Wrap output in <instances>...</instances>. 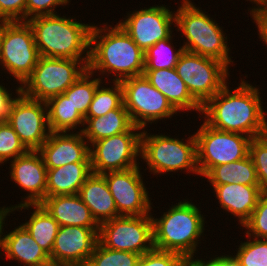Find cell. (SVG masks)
Returning <instances> with one entry per match:
<instances>
[{"instance_id":"42","label":"cell","mask_w":267,"mask_h":266,"mask_svg":"<svg viewBox=\"0 0 267 266\" xmlns=\"http://www.w3.org/2000/svg\"><path fill=\"white\" fill-rule=\"evenodd\" d=\"M249 12L252 20H254L253 23H255L258 28L257 35H259V41H262L267 48V7H258L249 10L248 13Z\"/></svg>"},{"instance_id":"22","label":"cell","mask_w":267,"mask_h":266,"mask_svg":"<svg viewBox=\"0 0 267 266\" xmlns=\"http://www.w3.org/2000/svg\"><path fill=\"white\" fill-rule=\"evenodd\" d=\"M143 75L152 86L166 96L178 113L196 111L200 117L202 106L191 96L175 68L144 70Z\"/></svg>"},{"instance_id":"34","label":"cell","mask_w":267,"mask_h":266,"mask_svg":"<svg viewBox=\"0 0 267 266\" xmlns=\"http://www.w3.org/2000/svg\"><path fill=\"white\" fill-rule=\"evenodd\" d=\"M240 242L234 253L240 266H267V239H257L246 235V241Z\"/></svg>"},{"instance_id":"15","label":"cell","mask_w":267,"mask_h":266,"mask_svg":"<svg viewBox=\"0 0 267 266\" xmlns=\"http://www.w3.org/2000/svg\"><path fill=\"white\" fill-rule=\"evenodd\" d=\"M142 166H136L122 171H110L102 174L105 177L109 191L115 200L119 216L151 215L152 199L143 175Z\"/></svg>"},{"instance_id":"43","label":"cell","mask_w":267,"mask_h":266,"mask_svg":"<svg viewBox=\"0 0 267 266\" xmlns=\"http://www.w3.org/2000/svg\"><path fill=\"white\" fill-rule=\"evenodd\" d=\"M224 254V255H223ZM222 255H213L211 257H207L209 259L210 266H240V263L238 260L234 257L232 254H226L223 253Z\"/></svg>"},{"instance_id":"16","label":"cell","mask_w":267,"mask_h":266,"mask_svg":"<svg viewBox=\"0 0 267 266\" xmlns=\"http://www.w3.org/2000/svg\"><path fill=\"white\" fill-rule=\"evenodd\" d=\"M6 121L28 150H38L51 133L46 102L22 93L13 102Z\"/></svg>"},{"instance_id":"25","label":"cell","mask_w":267,"mask_h":266,"mask_svg":"<svg viewBox=\"0 0 267 266\" xmlns=\"http://www.w3.org/2000/svg\"><path fill=\"white\" fill-rule=\"evenodd\" d=\"M91 174V162H76L57 168H47L46 197L78 194Z\"/></svg>"},{"instance_id":"26","label":"cell","mask_w":267,"mask_h":266,"mask_svg":"<svg viewBox=\"0 0 267 266\" xmlns=\"http://www.w3.org/2000/svg\"><path fill=\"white\" fill-rule=\"evenodd\" d=\"M32 210L29 220L21 224L31 234L35 242L46 252L49 256L52 253V248L56 235L58 233L59 224L55 219L45 210L41 204H25L12 208L9 212L15 214V211Z\"/></svg>"},{"instance_id":"40","label":"cell","mask_w":267,"mask_h":266,"mask_svg":"<svg viewBox=\"0 0 267 266\" xmlns=\"http://www.w3.org/2000/svg\"><path fill=\"white\" fill-rule=\"evenodd\" d=\"M26 21V0H0V22Z\"/></svg>"},{"instance_id":"12","label":"cell","mask_w":267,"mask_h":266,"mask_svg":"<svg viewBox=\"0 0 267 266\" xmlns=\"http://www.w3.org/2000/svg\"><path fill=\"white\" fill-rule=\"evenodd\" d=\"M142 130L133 125L127 132L92 143L89 146L92 173L104 174L139 166Z\"/></svg>"},{"instance_id":"46","label":"cell","mask_w":267,"mask_h":266,"mask_svg":"<svg viewBox=\"0 0 267 266\" xmlns=\"http://www.w3.org/2000/svg\"><path fill=\"white\" fill-rule=\"evenodd\" d=\"M246 1H249L252 3V7L249 8L248 11L258 8V7H267V0H246Z\"/></svg>"},{"instance_id":"20","label":"cell","mask_w":267,"mask_h":266,"mask_svg":"<svg viewBox=\"0 0 267 266\" xmlns=\"http://www.w3.org/2000/svg\"><path fill=\"white\" fill-rule=\"evenodd\" d=\"M10 215L9 213L4 218L1 225L0 254L3 255L5 253L4 257L7 258V261L8 259L10 261L13 260L20 266H40L48 262L50 260L49 255L41 249L21 223L12 231L7 232L4 229L7 225L5 221Z\"/></svg>"},{"instance_id":"6","label":"cell","mask_w":267,"mask_h":266,"mask_svg":"<svg viewBox=\"0 0 267 266\" xmlns=\"http://www.w3.org/2000/svg\"><path fill=\"white\" fill-rule=\"evenodd\" d=\"M142 130L140 160L148 165L145 170L150 174L161 175L168 173H193L200 177L197 167L196 138L192 134L185 138L170 137V134L148 133ZM185 140V141H184Z\"/></svg>"},{"instance_id":"11","label":"cell","mask_w":267,"mask_h":266,"mask_svg":"<svg viewBox=\"0 0 267 266\" xmlns=\"http://www.w3.org/2000/svg\"><path fill=\"white\" fill-rule=\"evenodd\" d=\"M176 72L185 82L191 96L203 106L229 81L230 69L216 59L184 51Z\"/></svg>"},{"instance_id":"28","label":"cell","mask_w":267,"mask_h":266,"mask_svg":"<svg viewBox=\"0 0 267 266\" xmlns=\"http://www.w3.org/2000/svg\"><path fill=\"white\" fill-rule=\"evenodd\" d=\"M203 178L210 186L223 184L259 185L257 172L249 154L238 161L213 167Z\"/></svg>"},{"instance_id":"7","label":"cell","mask_w":267,"mask_h":266,"mask_svg":"<svg viewBox=\"0 0 267 266\" xmlns=\"http://www.w3.org/2000/svg\"><path fill=\"white\" fill-rule=\"evenodd\" d=\"M39 57L33 30L27 21L0 22L1 71L10 74L15 84L24 83Z\"/></svg>"},{"instance_id":"47","label":"cell","mask_w":267,"mask_h":266,"mask_svg":"<svg viewBox=\"0 0 267 266\" xmlns=\"http://www.w3.org/2000/svg\"><path fill=\"white\" fill-rule=\"evenodd\" d=\"M9 210L5 208V205L0 207V229L4 218L9 214ZM1 256V255H0Z\"/></svg>"},{"instance_id":"9","label":"cell","mask_w":267,"mask_h":266,"mask_svg":"<svg viewBox=\"0 0 267 266\" xmlns=\"http://www.w3.org/2000/svg\"><path fill=\"white\" fill-rule=\"evenodd\" d=\"M197 167L201 179L215 166L245 158L249 154L251 137L214 129L204 121L194 132Z\"/></svg>"},{"instance_id":"14","label":"cell","mask_w":267,"mask_h":266,"mask_svg":"<svg viewBox=\"0 0 267 266\" xmlns=\"http://www.w3.org/2000/svg\"><path fill=\"white\" fill-rule=\"evenodd\" d=\"M118 24L144 52L158 41L168 38L175 27V11L157 4L128 11ZM174 24V25H173Z\"/></svg>"},{"instance_id":"39","label":"cell","mask_w":267,"mask_h":266,"mask_svg":"<svg viewBox=\"0 0 267 266\" xmlns=\"http://www.w3.org/2000/svg\"><path fill=\"white\" fill-rule=\"evenodd\" d=\"M70 4L71 0H26V21L37 16L59 14L57 7L65 8Z\"/></svg>"},{"instance_id":"30","label":"cell","mask_w":267,"mask_h":266,"mask_svg":"<svg viewBox=\"0 0 267 266\" xmlns=\"http://www.w3.org/2000/svg\"><path fill=\"white\" fill-rule=\"evenodd\" d=\"M103 82L100 77L96 78V75L87 70L63 94L69 99L71 105L85 118L96 89Z\"/></svg>"},{"instance_id":"17","label":"cell","mask_w":267,"mask_h":266,"mask_svg":"<svg viewBox=\"0 0 267 266\" xmlns=\"http://www.w3.org/2000/svg\"><path fill=\"white\" fill-rule=\"evenodd\" d=\"M9 165L10 181L18 185L26 196H21L20 203L5 206L9 211L20 205L40 204L46 198L47 167L37 150H29L26 154L11 160ZM24 198V199H23Z\"/></svg>"},{"instance_id":"29","label":"cell","mask_w":267,"mask_h":266,"mask_svg":"<svg viewBox=\"0 0 267 266\" xmlns=\"http://www.w3.org/2000/svg\"><path fill=\"white\" fill-rule=\"evenodd\" d=\"M46 105L51 132H82L85 120L64 94L49 98Z\"/></svg>"},{"instance_id":"21","label":"cell","mask_w":267,"mask_h":266,"mask_svg":"<svg viewBox=\"0 0 267 266\" xmlns=\"http://www.w3.org/2000/svg\"><path fill=\"white\" fill-rule=\"evenodd\" d=\"M220 209L226 213L233 215L239 221L238 225L243 224L250 218L251 213L257 206L261 189L259 185L244 184H223L212 186Z\"/></svg>"},{"instance_id":"44","label":"cell","mask_w":267,"mask_h":266,"mask_svg":"<svg viewBox=\"0 0 267 266\" xmlns=\"http://www.w3.org/2000/svg\"><path fill=\"white\" fill-rule=\"evenodd\" d=\"M197 256L196 259H189L184 266H210V263L207 259L200 258ZM199 258V259H198ZM204 259V260H203Z\"/></svg>"},{"instance_id":"19","label":"cell","mask_w":267,"mask_h":266,"mask_svg":"<svg viewBox=\"0 0 267 266\" xmlns=\"http://www.w3.org/2000/svg\"><path fill=\"white\" fill-rule=\"evenodd\" d=\"M37 151L47 168L90 162L89 144L82 132H51Z\"/></svg>"},{"instance_id":"1","label":"cell","mask_w":267,"mask_h":266,"mask_svg":"<svg viewBox=\"0 0 267 266\" xmlns=\"http://www.w3.org/2000/svg\"><path fill=\"white\" fill-rule=\"evenodd\" d=\"M241 78L233 90L227 83L203 106L200 120L210 127L247 135L251 138L267 134V112L260 96V87ZM202 115V117H201Z\"/></svg>"},{"instance_id":"41","label":"cell","mask_w":267,"mask_h":266,"mask_svg":"<svg viewBox=\"0 0 267 266\" xmlns=\"http://www.w3.org/2000/svg\"><path fill=\"white\" fill-rule=\"evenodd\" d=\"M3 85L4 83H0V123L8 119L12 104L17 98L16 96L21 94V85H18L16 89L14 88V93L11 91L13 88L10 89Z\"/></svg>"},{"instance_id":"10","label":"cell","mask_w":267,"mask_h":266,"mask_svg":"<svg viewBox=\"0 0 267 266\" xmlns=\"http://www.w3.org/2000/svg\"><path fill=\"white\" fill-rule=\"evenodd\" d=\"M120 83L124 106L134 126L145 129L149 123L157 125L163 119L169 120L179 115L166 96L152 86L144 75L130 77Z\"/></svg>"},{"instance_id":"4","label":"cell","mask_w":267,"mask_h":266,"mask_svg":"<svg viewBox=\"0 0 267 266\" xmlns=\"http://www.w3.org/2000/svg\"><path fill=\"white\" fill-rule=\"evenodd\" d=\"M178 201L169 205L166 212L162 211L159 218L151 213L153 245L155 249L176 252L188 259H195L200 249L199 244L205 236L206 215L189 198Z\"/></svg>"},{"instance_id":"45","label":"cell","mask_w":267,"mask_h":266,"mask_svg":"<svg viewBox=\"0 0 267 266\" xmlns=\"http://www.w3.org/2000/svg\"><path fill=\"white\" fill-rule=\"evenodd\" d=\"M40 266H82V265L69 263V262H58V261L49 260L48 262L43 263Z\"/></svg>"},{"instance_id":"18","label":"cell","mask_w":267,"mask_h":266,"mask_svg":"<svg viewBox=\"0 0 267 266\" xmlns=\"http://www.w3.org/2000/svg\"><path fill=\"white\" fill-rule=\"evenodd\" d=\"M98 233L99 228L60 226L50 260L86 266L99 241Z\"/></svg>"},{"instance_id":"24","label":"cell","mask_w":267,"mask_h":266,"mask_svg":"<svg viewBox=\"0 0 267 266\" xmlns=\"http://www.w3.org/2000/svg\"><path fill=\"white\" fill-rule=\"evenodd\" d=\"M78 195L99 225L119 216L115 200L102 174L92 173L81 186Z\"/></svg>"},{"instance_id":"32","label":"cell","mask_w":267,"mask_h":266,"mask_svg":"<svg viewBox=\"0 0 267 266\" xmlns=\"http://www.w3.org/2000/svg\"><path fill=\"white\" fill-rule=\"evenodd\" d=\"M101 84L94 94L85 118L100 117L119 108L123 103V88L120 82H110L109 87ZM112 83V85H111ZM111 85V86H110Z\"/></svg>"},{"instance_id":"31","label":"cell","mask_w":267,"mask_h":266,"mask_svg":"<svg viewBox=\"0 0 267 266\" xmlns=\"http://www.w3.org/2000/svg\"><path fill=\"white\" fill-rule=\"evenodd\" d=\"M172 33L168 38L158 41L145 51L144 70L172 69L176 67L180 55L184 52L183 46L177 49L173 45Z\"/></svg>"},{"instance_id":"27","label":"cell","mask_w":267,"mask_h":266,"mask_svg":"<svg viewBox=\"0 0 267 266\" xmlns=\"http://www.w3.org/2000/svg\"><path fill=\"white\" fill-rule=\"evenodd\" d=\"M84 120L82 134L89 146L100 139L127 132L133 126L124 103L106 115L84 118Z\"/></svg>"},{"instance_id":"33","label":"cell","mask_w":267,"mask_h":266,"mask_svg":"<svg viewBox=\"0 0 267 266\" xmlns=\"http://www.w3.org/2000/svg\"><path fill=\"white\" fill-rule=\"evenodd\" d=\"M141 255L104 247L99 241L86 266H137Z\"/></svg>"},{"instance_id":"3","label":"cell","mask_w":267,"mask_h":266,"mask_svg":"<svg viewBox=\"0 0 267 266\" xmlns=\"http://www.w3.org/2000/svg\"><path fill=\"white\" fill-rule=\"evenodd\" d=\"M75 18L55 14L37 16L27 21L33 30L40 56L82 60L88 66L93 24L79 22Z\"/></svg>"},{"instance_id":"8","label":"cell","mask_w":267,"mask_h":266,"mask_svg":"<svg viewBox=\"0 0 267 266\" xmlns=\"http://www.w3.org/2000/svg\"><path fill=\"white\" fill-rule=\"evenodd\" d=\"M87 70L82 60L40 56L32 74L21 85V93L46 102L63 94Z\"/></svg>"},{"instance_id":"5","label":"cell","mask_w":267,"mask_h":266,"mask_svg":"<svg viewBox=\"0 0 267 266\" xmlns=\"http://www.w3.org/2000/svg\"><path fill=\"white\" fill-rule=\"evenodd\" d=\"M175 11L176 32L183 39L184 51L223 62L229 69L234 66L228 36L217 20L191 0H182ZM197 6V7H196ZM204 11V12H203Z\"/></svg>"},{"instance_id":"35","label":"cell","mask_w":267,"mask_h":266,"mask_svg":"<svg viewBox=\"0 0 267 266\" xmlns=\"http://www.w3.org/2000/svg\"><path fill=\"white\" fill-rule=\"evenodd\" d=\"M29 150L7 121L0 123V165L26 154ZM5 163V164H4Z\"/></svg>"},{"instance_id":"23","label":"cell","mask_w":267,"mask_h":266,"mask_svg":"<svg viewBox=\"0 0 267 266\" xmlns=\"http://www.w3.org/2000/svg\"><path fill=\"white\" fill-rule=\"evenodd\" d=\"M59 226L99 228L90 209L78 194L46 197L40 203Z\"/></svg>"},{"instance_id":"36","label":"cell","mask_w":267,"mask_h":266,"mask_svg":"<svg viewBox=\"0 0 267 266\" xmlns=\"http://www.w3.org/2000/svg\"><path fill=\"white\" fill-rule=\"evenodd\" d=\"M249 156L255 166L261 192L267 193V134L251 139Z\"/></svg>"},{"instance_id":"2","label":"cell","mask_w":267,"mask_h":266,"mask_svg":"<svg viewBox=\"0 0 267 266\" xmlns=\"http://www.w3.org/2000/svg\"><path fill=\"white\" fill-rule=\"evenodd\" d=\"M107 24L92 26L88 70L104 81H107L104 79L107 75L106 79L110 82L143 75L145 52L118 23L113 26Z\"/></svg>"},{"instance_id":"13","label":"cell","mask_w":267,"mask_h":266,"mask_svg":"<svg viewBox=\"0 0 267 266\" xmlns=\"http://www.w3.org/2000/svg\"><path fill=\"white\" fill-rule=\"evenodd\" d=\"M99 242L108 249L144 254L154 248L151 215L118 216L99 226Z\"/></svg>"},{"instance_id":"38","label":"cell","mask_w":267,"mask_h":266,"mask_svg":"<svg viewBox=\"0 0 267 266\" xmlns=\"http://www.w3.org/2000/svg\"><path fill=\"white\" fill-rule=\"evenodd\" d=\"M188 260L176 252L153 248L139 257L137 266H184Z\"/></svg>"},{"instance_id":"37","label":"cell","mask_w":267,"mask_h":266,"mask_svg":"<svg viewBox=\"0 0 267 266\" xmlns=\"http://www.w3.org/2000/svg\"><path fill=\"white\" fill-rule=\"evenodd\" d=\"M242 227L245 235L267 239V193H261L256 208Z\"/></svg>"}]
</instances>
